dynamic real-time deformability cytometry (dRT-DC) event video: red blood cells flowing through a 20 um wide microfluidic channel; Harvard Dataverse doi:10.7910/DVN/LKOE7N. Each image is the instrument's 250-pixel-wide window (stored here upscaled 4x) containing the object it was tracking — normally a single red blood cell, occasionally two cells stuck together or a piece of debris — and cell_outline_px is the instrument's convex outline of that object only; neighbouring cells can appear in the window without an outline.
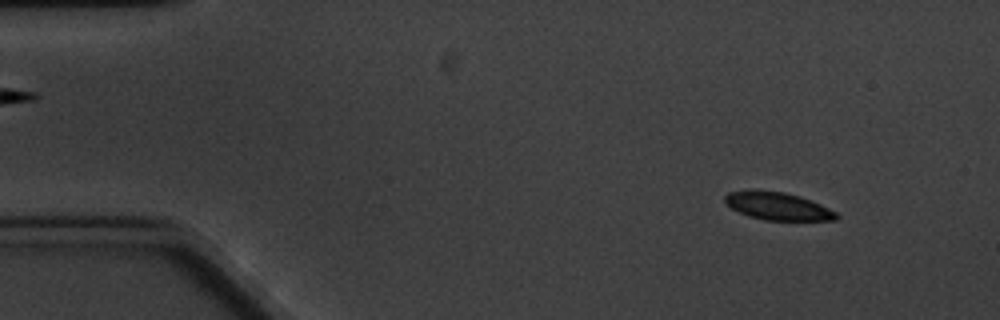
{"species": "common noctule bat (a hibernating species)", "species_latin": "Nyctalus noctula", "temperature_condition": "cold", "stored_images_in_passage": 6, "camera_frame_rate_fps": 3000, "um_per_image_px": 0.085, "animal": {"sex": "male", "body_mass_g": 20.1, "forearm_length_mm": 53.5}, "frame": {"image": 1, "passage_image": 3, "time_ms": 2.0, "image_size_px": [1000, 320], "cell_outline_px": [[840, 216], [836, 220], [764, 220], [748, 216], [732, 208], [724, 200], [724, 196], [728, 192], [784, 192], [820, 204], [836, 212]], "centroid_in_image_um": [66.15, 17.56], "position_along_channel_um": 18.9, "area_um2": 17.22}}
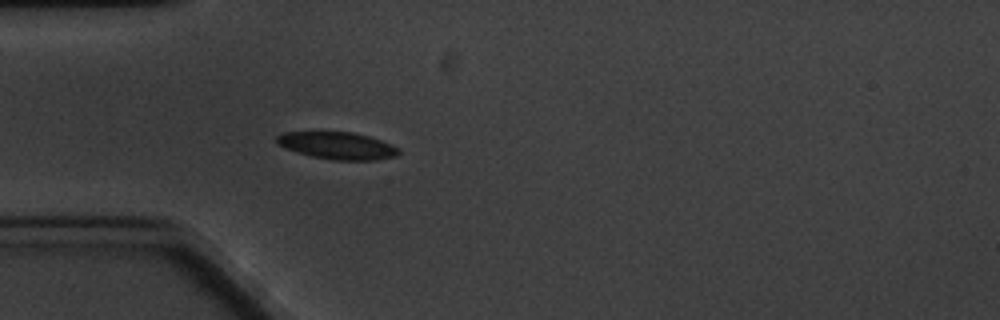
{"frame": {"image": 2, "passage_image": 6, "time_ms": 5.667, "image_size_px": [1000, 320], "cell_outline_px": [[400, 152], [396, 156], [376, 160], [332, 160], [312, 156], [296, 152], [284, 148], [276, 144], [276, 136], [284, 132], [352, 132], [368, 136], [392, 144], [400, 148]], "centroid_in_image_um": [28.67, 12.38], "position_along_channel_um": 56.3, "area_um2": 19.42}}